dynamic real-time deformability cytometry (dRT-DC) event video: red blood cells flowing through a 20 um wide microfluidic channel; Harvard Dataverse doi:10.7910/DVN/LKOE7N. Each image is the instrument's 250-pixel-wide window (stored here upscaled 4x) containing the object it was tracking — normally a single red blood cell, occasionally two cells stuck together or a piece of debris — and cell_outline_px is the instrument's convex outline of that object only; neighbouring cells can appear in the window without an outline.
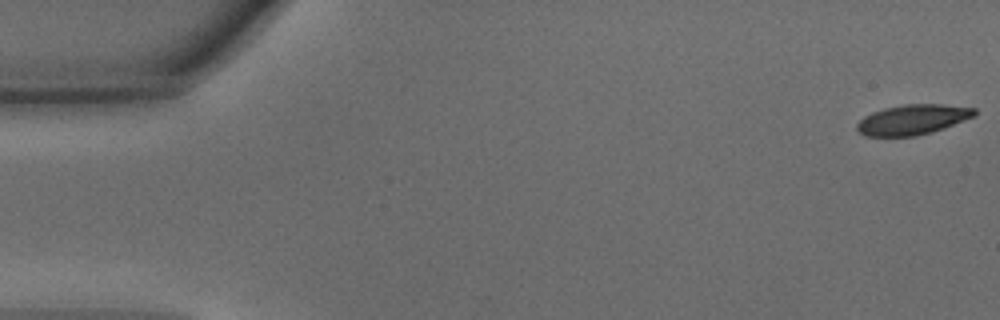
{"species": "common noctule bat (a hibernating species)", "species_latin": "Nyctalus noctula", "temperature_condition": "warm", "stored_images_in_passage": 46, "camera_frame_rate_fps": 3000, "um_per_image_px": 0.085, "animal": {"sex": "male", "body_mass_g": 15.6}, "frame": {"image": 1, "passage_image": 1, "time_ms": 0.0, "image_size_px": [1000, 320], "cell_outline_px": [[976, 116], [944, 128], [932, 132], [916, 136], [864, 136], [856, 128], [856, 124], [864, 116], [872, 112], [884, 108], [904, 104], [944, 104], [976, 108]], "centroid_in_image_um": [77.59, 10.16], "position_along_channel_um": 7.4, "area_um2": 20.75}}
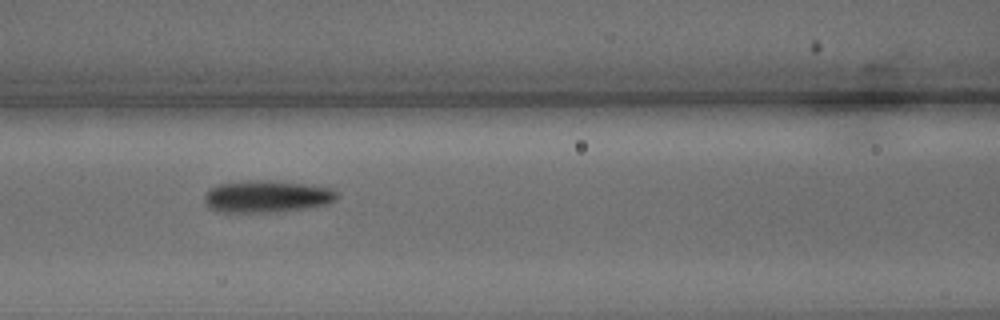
{"frame": {"image": 2, "passage_image": 20, "time_ms": 6.333, "image_size_px": [1000, 320], "cell_outline_px": [[336, 200], [328, 204], [308, 208], [264, 212], [216, 212], [204, 200], [204, 196], [208, 188], [216, 184], [260, 180], [268, 180], [304, 184], [328, 188], [336, 192]], "centroid_in_image_um": [22.64, 16.7], "position_along_channel_um": 144.0, "area_um2": 24.45}}
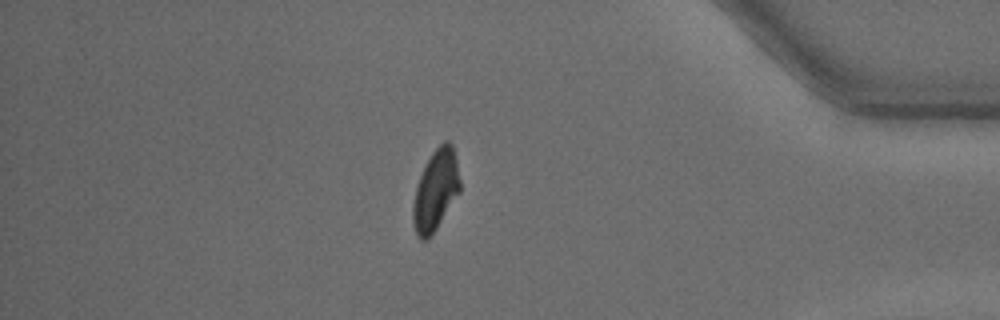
{"frame": {"image": 3, "passage_image": 40, "time_ms": 13.0, "image_size_px": [1000, 320], "cell_outline_px": [[460, 192], [428, 240], [420, 240], [416, 236], [412, 220], [412, 204], [416, 188], [420, 176], [432, 152], [444, 140], [448, 140], [452, 144], [456, 160], [460, 180]], "centroid_in_image_um": [37.02, 16.2], "position_along_channel_um": 398.2, "area_um2": 22.02}, "authors_computed_cell_mechanics": {"area_um2": 22.3397, "velocity_mm_per_s": 4.3463, "shape_relaxation_time_tau1_ms": 3.608, "shape_relaxation_time_tau2_ms": 2.2447, "deformation_change_tau1": 0.1357, "deformation_change_tau2": 0.0899}}